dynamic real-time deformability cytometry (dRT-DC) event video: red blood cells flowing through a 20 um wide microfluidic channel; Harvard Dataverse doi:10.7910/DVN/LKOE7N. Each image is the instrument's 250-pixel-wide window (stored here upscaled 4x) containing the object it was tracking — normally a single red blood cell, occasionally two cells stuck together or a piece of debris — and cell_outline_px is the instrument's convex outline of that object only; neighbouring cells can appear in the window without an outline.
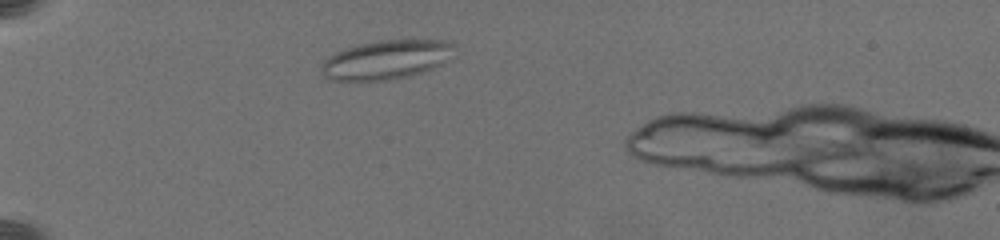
{"species": "common noctule bat (a hibernating species)", "species_latin": "Nyctalus noctula", "temperature_condition": "warm", "stored_images_in_passage": 46, "camera_frame_rate_fps": 3000, "um_per_image_px": 0.085, "animal": {"sex": "female", "body_mass_g": 19.5, "forearm_length_mm": 54.1}, "frame": {"image": 1, "passage_image": 1, "time_ms": 0.0, "image_size_px": [1000, 240], "cell_outline_px": [[452, 44], [440, 64], [432, 68], [408, 76], [388, 80], [332, 80], [324, 76], [320, 72], [320, 68], [324, 60], [328, 56], [344, 48], [360, 44], [380, 40], [452, 40]], "centroid_in_image_um": [32.7, 5.07], "position_along_channel_um": 52.3, "area_um2": 29.54}}
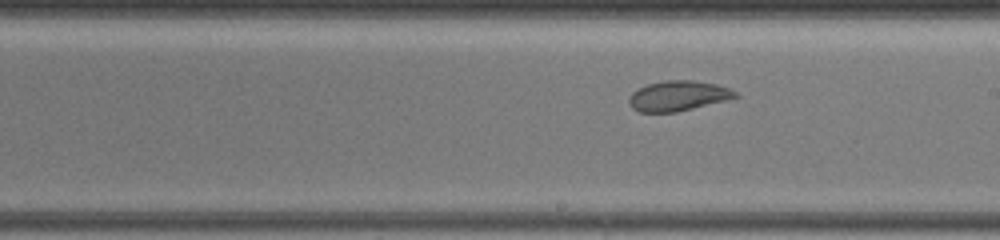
{"frame": {"image": 2, "passage_image": 21, "time_ms": 6.0, "image_size_px": [1000, 240], "cell_outline_px": [[740, 96], [676, 112], [640, 112], [632, 108], [628, 100], [632, 92], [648, 84], [664, 80], [692, 80], [716, 84], [728, 88], [736, 92]], "centroid_in_image_um": [57.61, 8.14], "position_along_channel_um": 231.4, "area_um2": 18.38}}
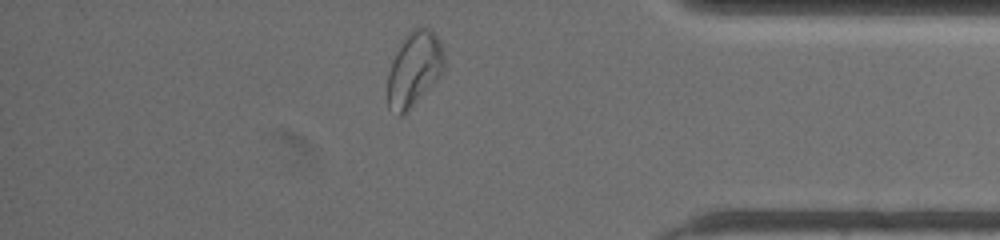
{"frame": {"image": 3, "passage_image": 40, "time_ms": 11.333, "image_size_px": [1000, 240], "cell_outline_px": [[444, 68], [440, 76], [404, 116], [396, 116], [388, 108], [388, 72], [392, 60], [404, 36], [412, 28], [428, 28], [440, 40], [444, 56]], "centroid_in_image_um": [35.18, 5.9], "position_along_channel_um": 400.0, "area_um2": 24.74}}